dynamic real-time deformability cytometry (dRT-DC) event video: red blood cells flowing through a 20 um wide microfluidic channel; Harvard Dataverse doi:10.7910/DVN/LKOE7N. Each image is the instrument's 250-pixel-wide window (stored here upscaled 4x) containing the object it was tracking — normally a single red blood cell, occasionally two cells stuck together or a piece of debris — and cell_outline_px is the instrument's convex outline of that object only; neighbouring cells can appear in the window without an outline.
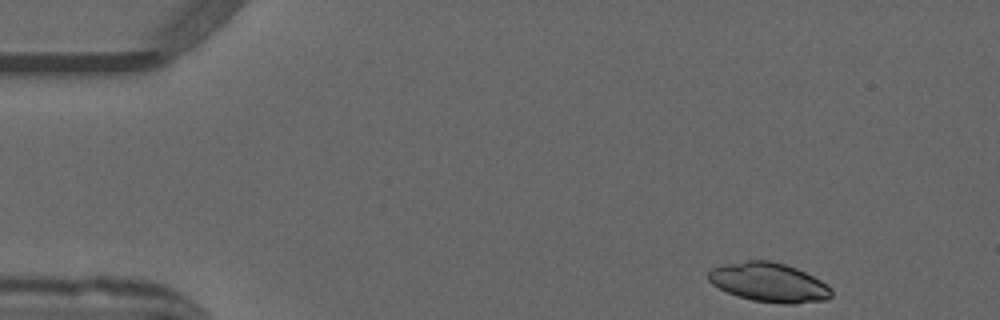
{"species": "common noctule bat (a hibernating species)", "species_latin": "Nyctalus noctula", "temperature_condition": "warm", "stored_images_in_passage": 47, "camera_frame_rate_fps": 3000, "um_per_image_px": 0.085, "animal": {"sex": "male", "forearm_length_mm": 52.5}, "frame": {"image": 1, "passage_image": 1, "time_ms": 0.0, "image_size_px": [1000, 320], "cell_outline_px": [[832, 296], [824, 300], [796, 304], [784, 304], [752, 300], [736, 296], [712, 284], [708, 280], [708, 272], [712, 268], [724, 264], [748, 260], [768, 260], [784, 264], [796, 268], [828, 284], [832, 288]], "centroid_in_image_um": [65.37, 24.01], "position_along_channel_um": 19.6, "area_um2": 28.09}}
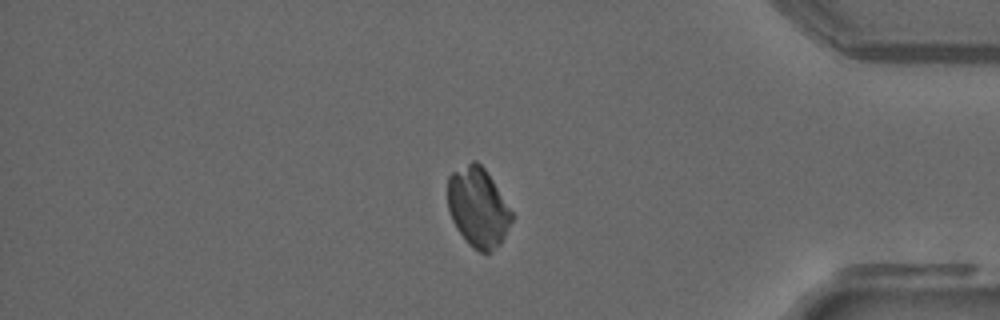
{"frame": {"image": 2, "passage_image": 39, "time_ms": 12.667, "image_size_px": [1000, 320], "cell_outline_px": [[516, 216], [500, 244], [492, 252], [480, 252], [468, 244], [456, 228], [452, 220], [448, 208], [448, 176], [452, 172], [472, 160], [476, 160], [484, 168]], "centroid_in_image_um": [40.65, 17.64], "position_along_channel_um": 394.6, "area_um2": 29.88}}
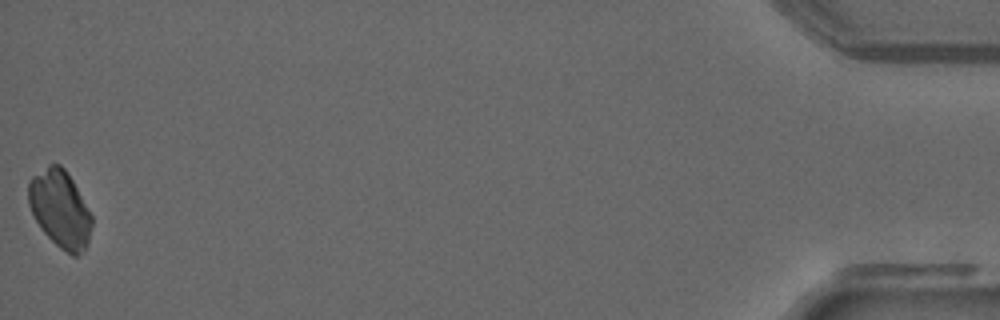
{"frame": {"image": 3, "passage_image": 47, "time_ms": 15.333, "image_size_px": [1000, 320], "cell_outline_px": [[92, 228], [88, 240], [84, 248], [76, 256], [72, 256], [60, 248], [40, 228], [28, 204], [28, 180], [32, 176], [48, 164], [60, 164], [64, 168], [72, 180], [92, 216]], "centroid_in_image_um": [5.08, 17.74], "position_along_channel_um": 430.1, "area_um2": 28.26}}